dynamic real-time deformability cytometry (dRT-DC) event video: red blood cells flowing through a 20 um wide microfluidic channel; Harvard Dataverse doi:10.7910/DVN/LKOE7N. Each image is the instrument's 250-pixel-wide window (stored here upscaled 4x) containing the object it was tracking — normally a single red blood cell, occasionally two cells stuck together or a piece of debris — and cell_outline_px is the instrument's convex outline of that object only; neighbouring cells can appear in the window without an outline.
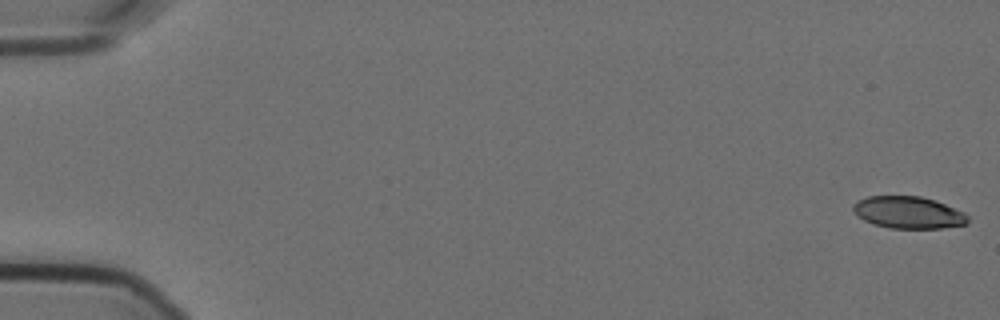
{"species": "Egyptian fruit bat (a non-hibernating species)", "species_latin": "Rousettus aegyptiacus", "temperature_condition": "cold", "stored_images_in_passage": 19, "camera_frame_rate_fps": 3000, "um_per_image_px": 0.085, "animal": {"sex": "female"}, "frame": {"image": 1, "passage_image": 1, "time_ms": 0.0, "image_size_px": [1000, 320], "cell_outline_px": [[968, 224], [940, 228], [888, 228], [864, 220], [856, 216], [852, 208], [852, 204], [856, 200], [868, 196], [920, 196], [936, 200], [964, 212], [968, 216]], "centroid_in_image_um": [77.19, 18.05], "position_along_channel_um": 7.8, "area_um2": 21.56}}